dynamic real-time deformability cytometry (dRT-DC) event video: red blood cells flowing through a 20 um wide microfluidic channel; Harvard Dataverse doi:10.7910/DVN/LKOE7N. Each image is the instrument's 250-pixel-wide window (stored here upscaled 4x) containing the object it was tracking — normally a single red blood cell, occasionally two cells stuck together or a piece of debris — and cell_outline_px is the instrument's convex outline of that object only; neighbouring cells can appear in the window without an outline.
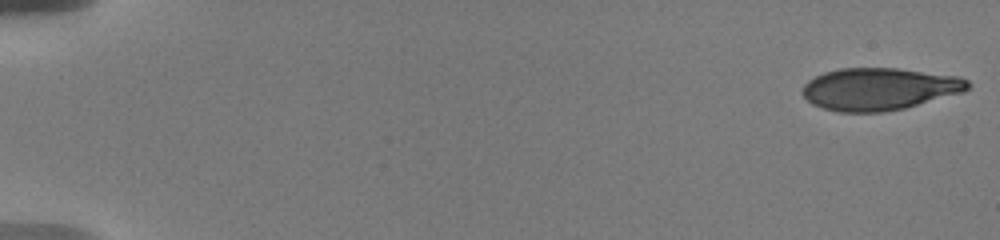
{"species": "human", "species_latin": "Homo sapiens", "temperature_condition": "warm", "stored_images_in_passage": 29, "camera_frame_rate_fps": 3000, "um_per_image_px": 0.085, "donor": {"sex": "male"}, "frame": {"image": 1, "passage_image": 1, "time_ms": 0.0, "image_size_px": [1000, 240], "cell_outline_px": [[972, 84], [964, 92], [904, 108], [884, 112], [836, 112], [812, 104], [800, 92], [804, 84], [808, 80], [824, 72], [840, 68], [896, 68], [960, 76], [968, 80]], "centroid_in_image_um": [74.74, 7.56], "position_along_channel_um": 10.3, "area_um2": 40.92}}
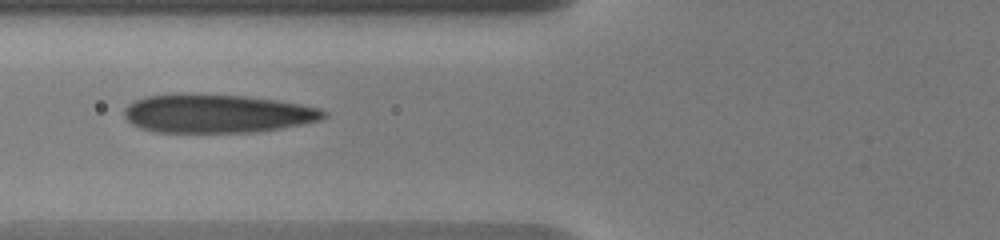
{"frame": {"image": 2, "passage_image": 21, "time_ms": 7.333, "image_size_px": [1000, 240], "cell_outline_px": [[328, 116], [320, 120], [280, 128], [256, 132], [156, 132], [140, 128], [132, 124], [124, 116], [124, 108], [128, 104], [136, 100], [148, 96], [188, 92], [192, 92], [248, 96], [276, 100], [300, 104], [320, 108], [328, 112]], "centroid_in_image_um": [18.44, 9.63], "position_along_channel_um": 107.4, "area_um2": 45.32}}
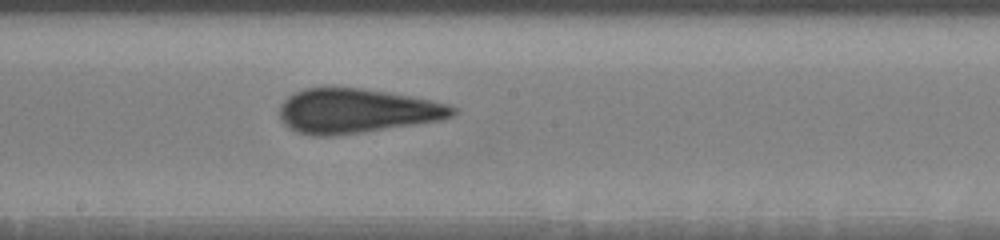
{"frame": {"image": 3, "passage_image": 29, "time_ms": 10.333, "image_size_px": [1000, 240], "cell_outline_px": [[456, 112], [452, 116], [440, 120], [336, 136], [308, 136], [296, 132], [288, 128], [280, 120], [280, 104], [288, 96], [304, 88], [360, 88], [388, 92], [412, 96], [452, 104], [456, 108]], "centroid_in_image_um": [30.29, 9.44], "position_along_channel_um": 217.9, "area_um2": 45.03}}